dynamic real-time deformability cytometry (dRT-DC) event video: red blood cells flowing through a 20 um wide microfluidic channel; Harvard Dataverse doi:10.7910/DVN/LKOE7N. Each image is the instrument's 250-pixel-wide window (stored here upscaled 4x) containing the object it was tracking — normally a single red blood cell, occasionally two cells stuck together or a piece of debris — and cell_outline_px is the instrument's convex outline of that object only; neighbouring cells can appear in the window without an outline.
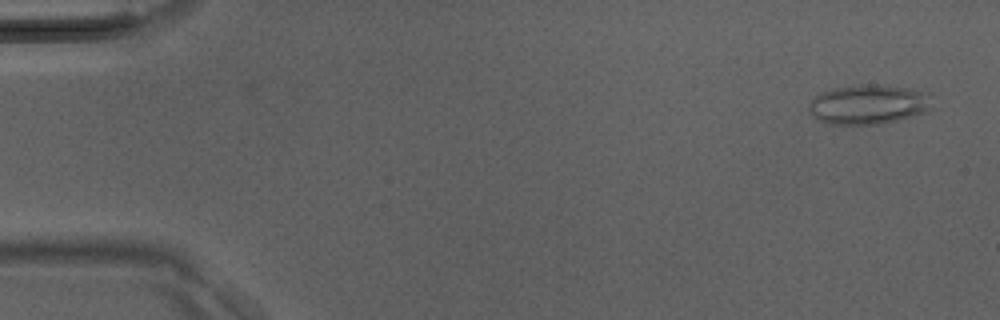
{"species": "Egyptian fruit bat (a non-hibernating species)", "species_latin": "Rousettus aegyptiacus", "temperature_condition": "room temperature", "stored_images_in_passage": 40, "camera_frame_rate_fps": 3000, "um_per_image_px": 0.085, "animal": {"sex": "male"}, "frame": {"image": 1, "passage_image": 2, "time_ms": 0.333, "image_size_px": [1000, 320], "cell_outline_px": [[932, 108], [928, 112], [896, 120], [876, 124], [828, 124], [812, 116], [808, 112], [808, 104], [820, 92], [832, 88], [860, 84], [868, 84], [912, 88], [932, 92]], "centroid_in_image_um": [73.86, 8.86], "position_along_channel_um": 11.1, "area_um2": 28.9}}
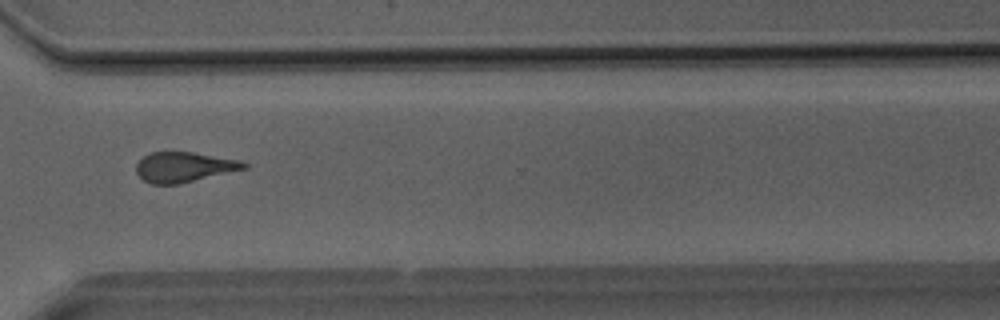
{"frame": {"image": 2, "passage_image": 30, "time_ms": 9.667, "image_size_px": [1000, 320], "cell_outline_px": [[248, 168], [180, 184], [152, 184], [144, 180], [136, 172], [136, 164], [144, 156], [152, 152], [192, 152], [240, 160], [248, 164]], "centroid_in_image_um": [15.66, 14.2], "position_along_channel_um": 354.9, "area_um2": 18.84}}
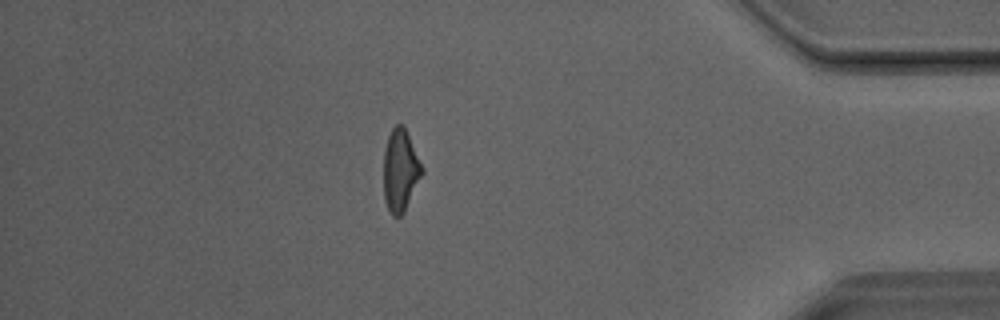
{"frame": {"image": 3, "passage_image": 35, "time_ms": 11.333, "image_size_px": [1000, 320], "cell_outline_px": [[424, 172], [404, 212], [400, 216], [392, 216], [384, 200], [384, 148], [388, 136], [392, 128], [396, 124], [404, 124], [424, 168]], "centroid_in_image_um": [34.04, 14.46], "position_along_channel_um": 401.2, "area_um2": 18.61}}